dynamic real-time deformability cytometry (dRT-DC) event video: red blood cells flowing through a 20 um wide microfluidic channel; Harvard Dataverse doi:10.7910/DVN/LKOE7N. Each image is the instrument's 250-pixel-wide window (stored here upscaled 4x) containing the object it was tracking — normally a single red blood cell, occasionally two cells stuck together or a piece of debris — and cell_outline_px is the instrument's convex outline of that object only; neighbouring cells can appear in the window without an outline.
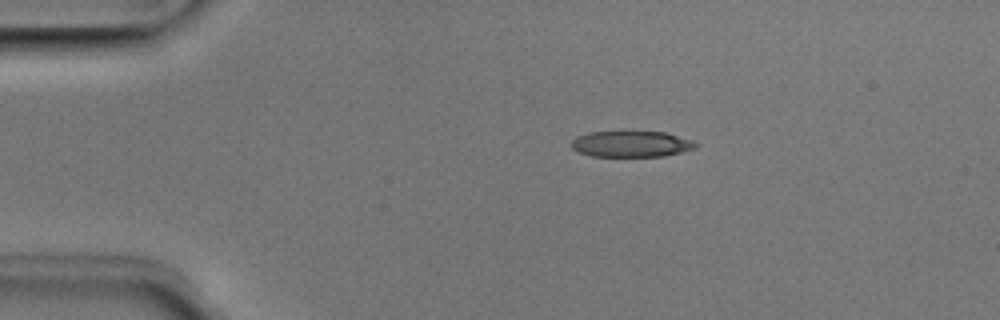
{"species": "Egyptian fruit bat (a non-hibernating species)", "species_latin": "Rousettus aegyptiacus", "temperature_condition": "room temperature", "stored_images_in_passage": 42, "camera_frame_rate_fps": 3000, "um_per_image_px": 0.085, "animal": {"sex": "male"}, "frame": {"image": 1, "passage_image": 1, "time_ms": 0.0, "image_size_px": [1000, 320], "cell_outline_px": [[696, 148], [664, 156], [592, 156], [580, 152], [572, 148], [572, 140], [576, 136], [588, 132], [664, 132], [692, 140], [696, 144]], "centroid_in_image_um": [53.64, 12.24], "position_along_channel_um": 31.4, "area_um2": 18.61}}
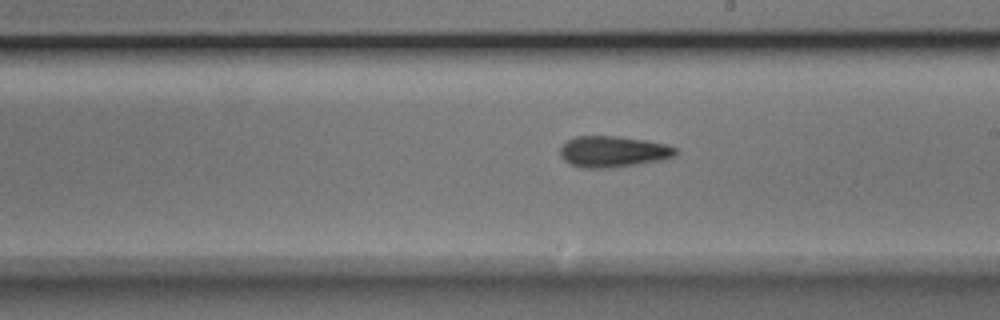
{"frame": {"image": 2, "passage_image": 20, "time_ms": 6.333, "image_size_px": [1000, 320], "cell_outline_px": [[676, 156], [664, 160], [608, 168], [580, 168], [568, 164], [560, 156], [560, 148], [568, 140], [576, 136], [616, 136], [644, 140], [668, 144], [676, 148]], "centroid_in_image_um": [52.11, 12.89], "position_along_channel_um": 236.9, "area_um2": 21.1}}
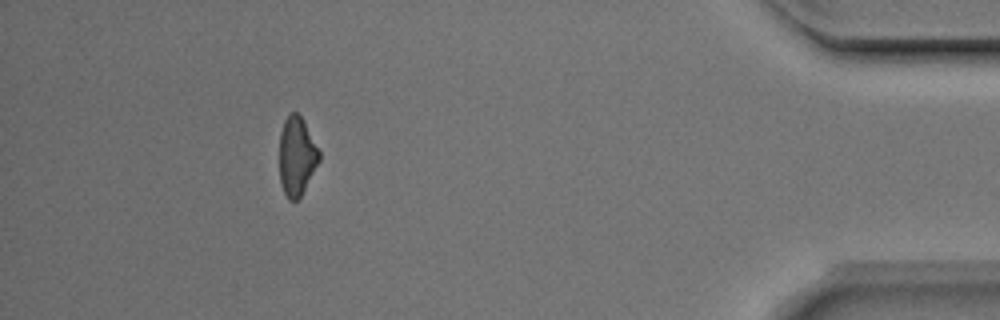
{"frame": {"image": 3, "passage_image": 37, "time_ms": 12.0, "image_size_px": [1000, 320], "cell_outline_px": [[320, 160], [300, 196], [296, 200], [288, 200], [284, 192], [280, 180], [280, 132], [284, 120], [292, 112], [296, 112], [300, 116], [320, 152]], "centroid_in_image_um": [25.21, 13.28], "position_along_channel_um": 410.0, "area_um2": 17.8}, "authors_computed_cell_mechanics": {"area_um2": 19.941, "velocity_mm_per_s": 4.0295, "shape_relaxation_time_tau1_ms": 4.7261, "shape_relaxation_time_tau2_ms": 4.8027, "deformation_change_tau1": 0.1512, "deformation_change_tau2": 0.1647}}